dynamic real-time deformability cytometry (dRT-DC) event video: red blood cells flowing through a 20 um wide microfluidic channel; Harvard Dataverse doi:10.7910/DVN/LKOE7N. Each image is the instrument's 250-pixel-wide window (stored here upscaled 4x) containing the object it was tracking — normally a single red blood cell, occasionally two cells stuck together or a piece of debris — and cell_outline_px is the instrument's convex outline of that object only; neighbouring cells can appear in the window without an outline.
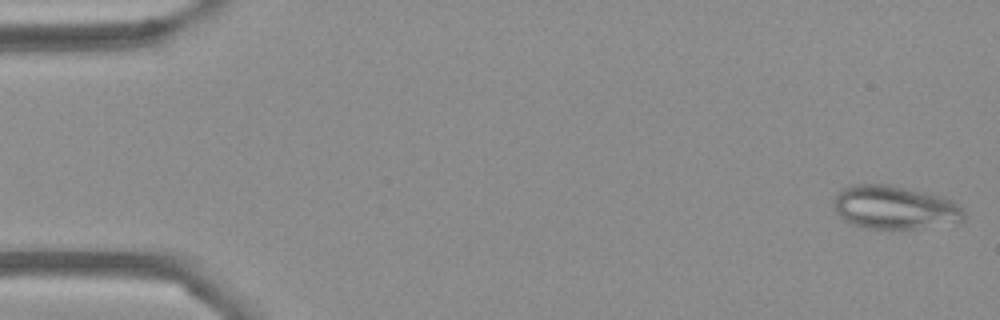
{"species": "Egyptian fruit bat (a non-hibernating species)", "species_latin": "Rousettus aegyptiacus", "temperature_condition": "cold", "stored_images_in_passage": 54, "camera_frame_rate_fps": 3000, "um_per_image_px": 0.085, "frame": {"image": 1, "passage_image": 1, "time_ms": 0.0, "image_size_px": [1000, 320], "cell_outline_px": [[964, 220], [960, 224], [916, 228], [860, 228], [848, 224], [832, 208], [832, 200], [844, 188], [852, 184], [888, 184], [924, 192], [940, 196], [964, 208]], "centroid_in_image_um": [76.03, 17.65], "position_along_channel_um": 9.0, "area_um2": 33.29}}
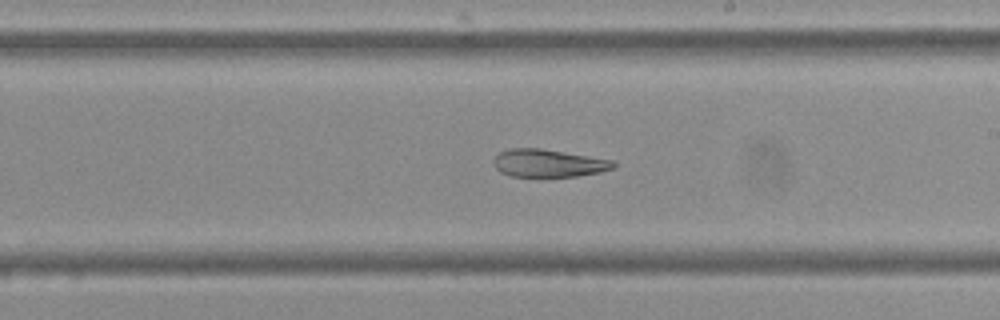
{"frame": {"image": 2, "passage_image": 31, "time_ms": 10.0, "image_size_px": [1000, 320], "cell_outline_px": [[616, 168], [600, 172], [576, 176], [512, 176], [500, 172], [492, 164], [492, 160], [500, 152], [508, 148], [540, 148], [616, 160]], "centroid_in_image_um": [46.64, 13.86], "position_along_channel_um": 242.4, "area_um2": 19.54}}
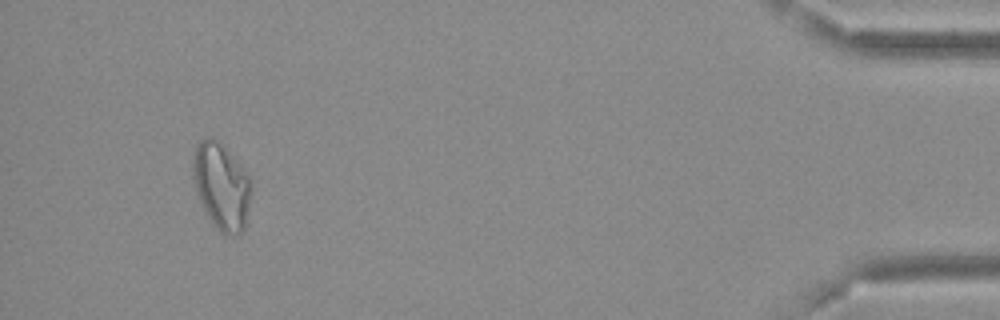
{"frame": {"image": 3, "passage_image": 51, "time_ms": 16.667, "image_size_px": [1000, 320], "cell_outline_px": [[252, 192], [244, 228], [240, 236], [224, 236], [212, 224], [196, 192], [192, 176], [192, 160], [196, 144], [204, 136], [212, 136], [224, 144], [244, 168], [252, 184]], "centroid_in_image_um": [18.82, 15.8], "position_along_channel_um": 416.4, "area_um2": 30.23}, "authors_computed_cell_mechanics": {"area_um2": 25.9233, "velocity_mm_per_s": 3.6717, "shape_relaxation_time_tau1_ms": null, "shape_relaxation_time_tau2_ms": 5.1557, "deformation_change_tau1": null, "deformation_change_tau2": 0.1033}}